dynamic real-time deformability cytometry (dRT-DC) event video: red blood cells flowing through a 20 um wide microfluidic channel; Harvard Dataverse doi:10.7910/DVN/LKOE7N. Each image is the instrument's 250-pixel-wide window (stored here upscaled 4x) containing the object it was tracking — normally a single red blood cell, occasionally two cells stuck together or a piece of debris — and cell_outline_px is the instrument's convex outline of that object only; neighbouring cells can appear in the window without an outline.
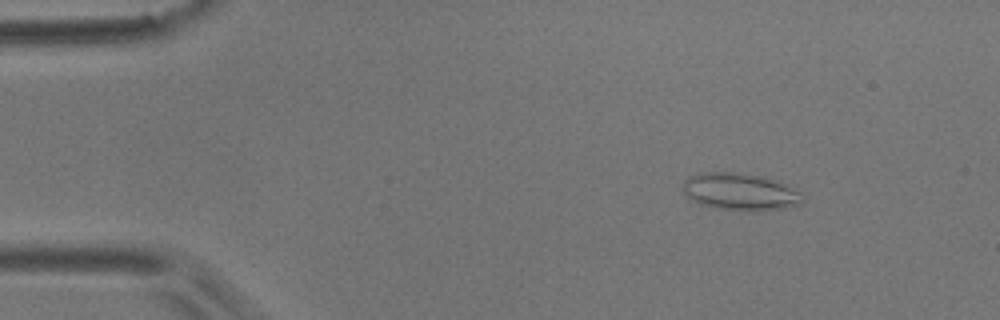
{"species": "common noctule bat (a hibernating species)", "species_latin": "Nyctalus noctula", "temperature_condition": "room temperature", "stored_images_in_passage": 9, "camera_frame_rate_fps": 3000, "um_per_image_px": 0.085, "animal": {"sex": "male", "body_mass_g": 17.9}, "frame": {"image": 1, "passage_image": 3, "time_ms": 0.667, "image_size_px": [1000, 320], "cell_outline_px": [[804, 204], [784, 208], [748, 212], [720, 208], [704, 204], [688, 196], [684, 192], [684, 180], [688, 176], [700, 172], [736, 172], [764, 176], [780, 180], [800, 192], [804, 200]], "centroid_in_image_um": [63.0, 16.28], "position_along_channel_um": 22.0, "area_um2": 26.13}}
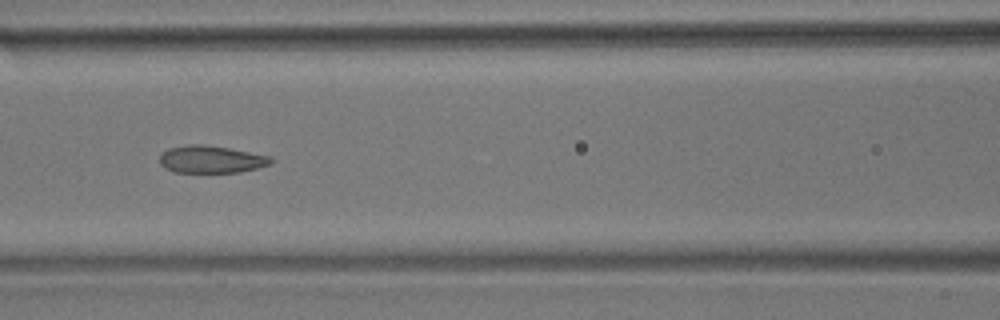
{"frame": {"image": 2, "passage_image": 8, "time_ms": 2.333, "image_size_px": [1000, 320], "cell_outline_px": [[272, 164], [240, 172], [172, 172], [164, 168], [160, 164], [160, 152], [168, 148], [188, 144], [204, 144], [228, 148], [268, 156], [272, 160]], "centroid_in_image_um": [17.87, 13.54], "position_along_channel_um": 148.7, "area_um2": 17.74}}
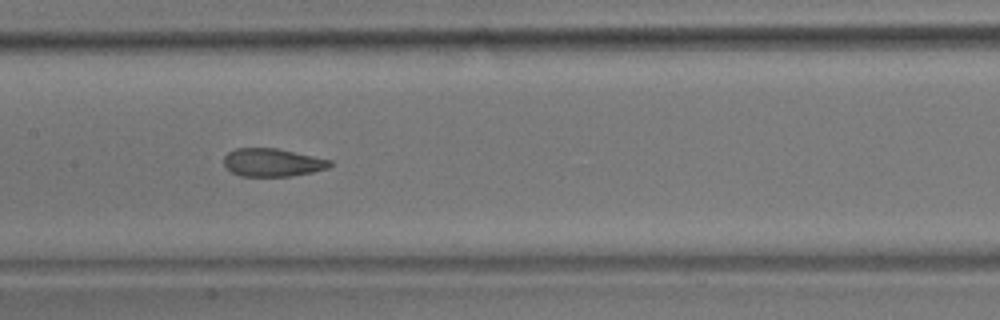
{"frame": {"image": 3, "passage_image": 9, "time_ms": 2.667, "image_size_px": [1000, 320], "cell_outline_px": [[332, 164], [328, 168], [312, 172], [292, 176], [240, 176], [232, 172], [224, 164], [224, 156], [228, 152], [236, 148], [276, 148], [332, 160]], "centroid_in_image_um": [23.16, 13.81], "position_along_channel_um": 184.2, "area_um2": 17.28}}